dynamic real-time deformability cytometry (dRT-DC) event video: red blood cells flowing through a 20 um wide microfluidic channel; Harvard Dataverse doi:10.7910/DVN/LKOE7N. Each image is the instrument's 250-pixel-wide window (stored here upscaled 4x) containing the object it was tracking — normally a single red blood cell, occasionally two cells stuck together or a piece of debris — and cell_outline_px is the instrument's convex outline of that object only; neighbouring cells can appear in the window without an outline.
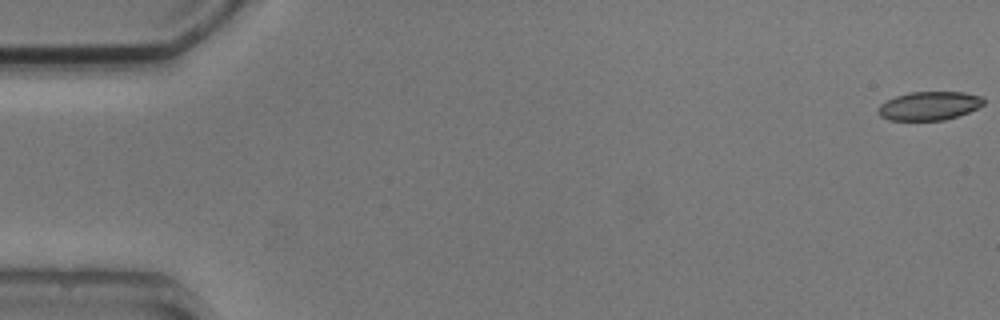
{"species": "common noctule bat (a hibernating species)", "species_latin": "Nyctalus noctula", "temperature_condition": "cold", "stored_images_in_passage": 6, "camera_frame_rate_fps": 3000, "um_per_image_px": 0.085, "animal": {"sex": "male", "body_mass_g": 20.5, "forearm_length_mm": 52.5}, "frame": {"image": 1, "passage_image": 1, "time_ms": 0.0, "image_size_px": [1000, 320], "cell_outline_px": [[984, 104], [968, 112], [944, 120], [888, 120], [880, 116], [880, 104], [896, 96], [912, 92], [964, 92], [984, 96]], "centroid_in_image_um": [79.02, 8.99], "position_along_channel_um": 6.0, "area_um2": 17.4}}
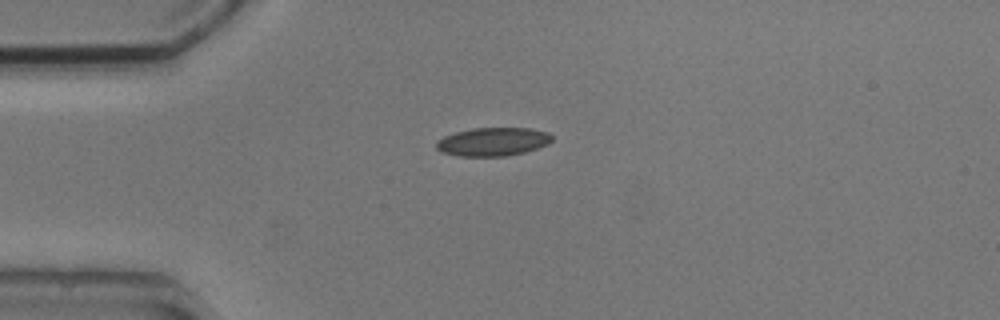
{"frame": {"image": 2, "passage_image": 5, "time_ms": 4.333, "image_size_px": [1000, 320], "cell_outline_px": [[552, 140], [548, 144], [524, 152], [504, 156], [460, 156], [440, 152], [436, 148], [436, 140], [444, 136], [456, 132], [472, 128], [532, 128], [548, 132], [552, 136]], "centroid_in_image_um": [41.88, 12.04], "position_along_channel_um": 43.1, "area_um2": 19.19}}